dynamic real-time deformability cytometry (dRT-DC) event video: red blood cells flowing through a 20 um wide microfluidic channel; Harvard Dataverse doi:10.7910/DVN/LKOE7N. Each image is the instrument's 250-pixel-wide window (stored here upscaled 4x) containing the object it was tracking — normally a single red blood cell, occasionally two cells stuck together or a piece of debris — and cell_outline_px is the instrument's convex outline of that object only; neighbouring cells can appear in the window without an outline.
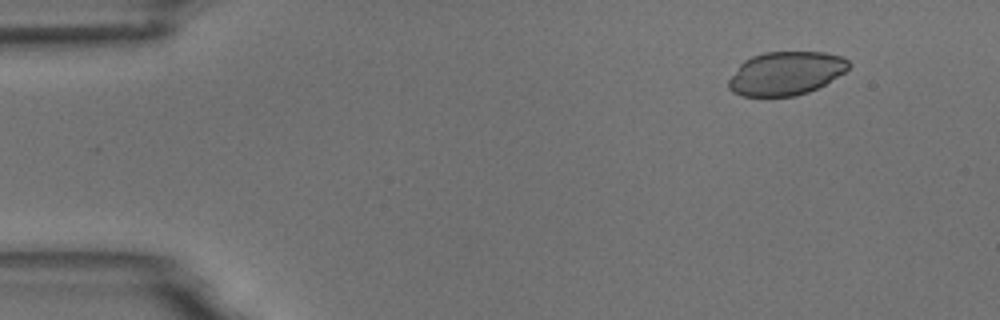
{"species": "common noctule bat (a hibernating species)", "species_latin": "Nyctalus noctula", "temperature_condition": "room temperature", "stored_images_in_passage": 3, "camera_frame_rate_fps": 3000, "um_per_image_px": 0.085, "animal": {"sex": "male", "body_mass_g": 18.8}, "frame": {"image": 1, "passage_image": 1, "time_ms": 0.0, "image_size_px": [1000, 320], "cell_outline_px": [[852, 64], [844, 72], [824, 84], [808, 92], [796, 96], [740, 96], [732, 92], [728, 88], [728, 80], [740, 64], [744, 60], [752, 56], [764, 52], [824, 52], [840, 56], [848, 60]], "centroid_in_image_um": [66.77, 6.23], "position_along_channel_um": 18.2, "area_um2": 30.4}}